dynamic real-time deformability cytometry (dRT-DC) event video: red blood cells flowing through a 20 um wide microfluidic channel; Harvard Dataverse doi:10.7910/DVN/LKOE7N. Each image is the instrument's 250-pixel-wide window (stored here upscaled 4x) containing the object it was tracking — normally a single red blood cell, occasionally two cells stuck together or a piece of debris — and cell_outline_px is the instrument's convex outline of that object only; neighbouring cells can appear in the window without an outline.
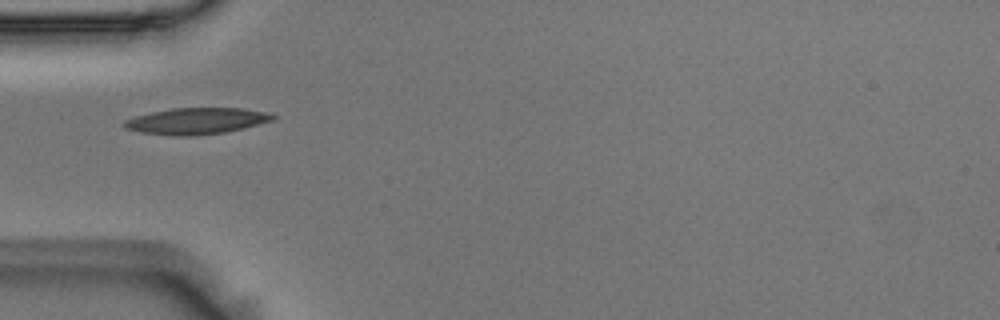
{"species": "Egyptian fruit bat (a non-hibernating species)", "species_latin": "Rousettus aegyptiacus", "temperature_condition": "room temperature", "stored_images_in_passage": 5, "camera_frame_rate_fps": 3000, "um_per_image_px": 0.085, "animal": {"sex": "male"}, "frame": {"image": 1, "passage_image": 1, "time_ms": 0.0, "image_size_px": [1000, 320], "cell_outline_px": [[276, 116], [272, 120], [224, 132], [192, 136], [172, 136], [140, 132], [124, 128], [124, 120], [136, 116], [152, 112], [172, 108], [244, 108], [264, 112]], "centroid_in_image_um": [16.63, 10.28], "position_along_channel_um": 68.4, "area_um2": 22.48}}
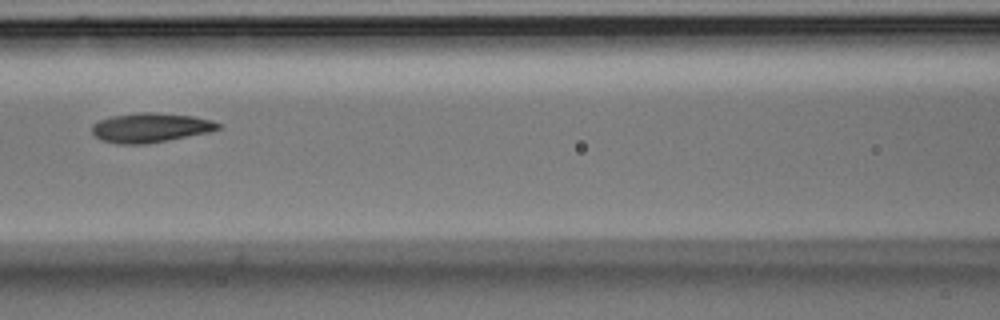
{"frame": {"image": 2, "passage_image": 3, "time_ms": 0.667, "image_size_px": [1000, 320], "cell_outline_px": [[224, 124], [220, 128], [208, 132], [148, 144], [116, 144], [100, 140], [92, 132], [92, 124], [100, 120], [112, 116], [140, 112], [152, 112], [192, 116], [212, 120]], "centroid_in_image_um": [12.79, 10.85], "position_along_channel_um": 153.8, "area_um2": 21.68}}
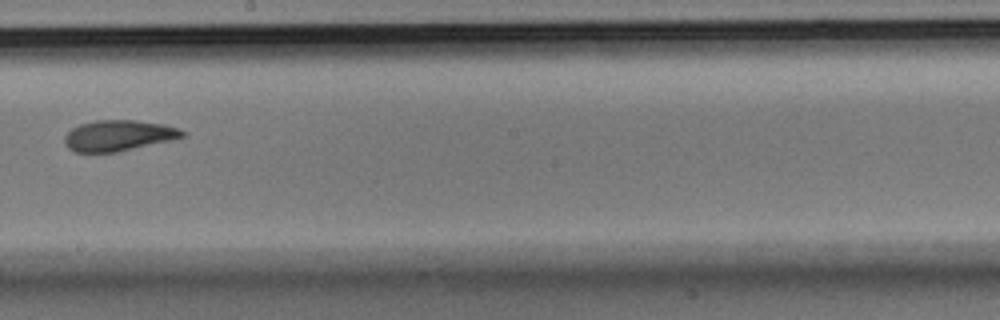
{"frame": {"image": 3, "passage_image": 5, "time_ms": 1.333, "image_size_px": [1000, 320], "cell_outline_px": [[184, 136], [172, 140], [116, 152], [76, 152], [68, 148], [64, 144], [64, 136], [72, 128], [80, 124], [96, 120], [136, 120], [164, 124], [180, 128], [184, 132]], "centroid_in_image_um": [10.06, 11.51], "position_along_channel_um": 238.1, "area_um2": 21.15}}